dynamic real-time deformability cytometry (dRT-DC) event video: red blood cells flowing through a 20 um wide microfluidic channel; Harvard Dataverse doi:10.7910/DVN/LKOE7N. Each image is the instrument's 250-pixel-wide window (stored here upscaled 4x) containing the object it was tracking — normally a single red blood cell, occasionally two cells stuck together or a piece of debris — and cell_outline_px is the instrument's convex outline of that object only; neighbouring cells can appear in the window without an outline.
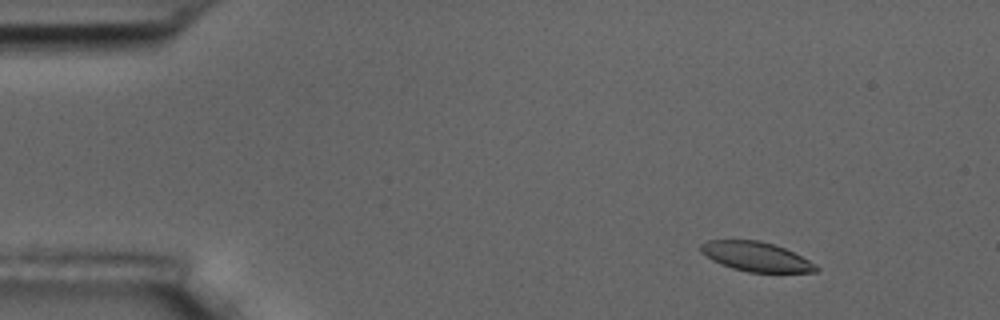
{"species": "common noctule bat (a hibernating species)", "species_latin": "Nyctalus noctula", "temperature_condition": "room temperature", "stored_images_in_passage": 7, "camera_frame_rate_fps": 3000, "um_per_image_px": 0.085, "animal": {"sex": "male", "body_mass_g": 17.5, "forearm_length_mm": 52.3}, "frame": {"image": 1, "passage_image": 2, "time_ms": 1.333, "image_size_px": [1000, 320], "cell_outline_px": [[820, 268], [816, 272], [748, 272], [732, 268], [720, 264], [712, 260], [700, 252], [700, 244], [708, 240], [756, 240], [772, 244], [784, 248], [816, 264]], "centroid_in_image_um": [64.23, 21.82], "position_along_channel_um": 20.8, "area_um2": 19.65}}